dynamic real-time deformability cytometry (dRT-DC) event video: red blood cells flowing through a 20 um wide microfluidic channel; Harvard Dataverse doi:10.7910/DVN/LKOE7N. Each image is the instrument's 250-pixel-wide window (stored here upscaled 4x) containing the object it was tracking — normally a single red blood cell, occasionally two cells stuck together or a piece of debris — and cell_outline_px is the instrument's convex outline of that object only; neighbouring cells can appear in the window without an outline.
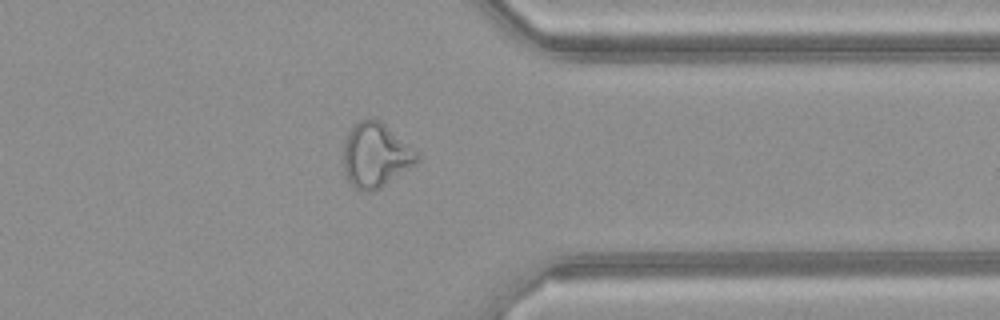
{"species": "common noctule bat (a hibernating species)", "species_latin": "Nyctalus noctula", "temperature_condition": "warm", "stored_images_in_passage": 50, "camera_frame_rate_fps": 3000, "um_per_image_px": 0.085, "animal": {"sex": "female", "body_mass_g": 21.9}, "frame": {"image": 1, "passage_image": 39, "time_ms": 12.667, "image_size_px": [1000, 320], "cell_outline_px": [[420, 160], [416, 164], [380, 188], [368, 192], [364, 192], [356, 188], [344, 176], [344, 136], [360, 120], [380, 120], [416, 152], [420, 156]], "centroid_in_image_um": [31.91, 13.22], "position_along_channel_um": 379.5, "area_um2": 27.28}}
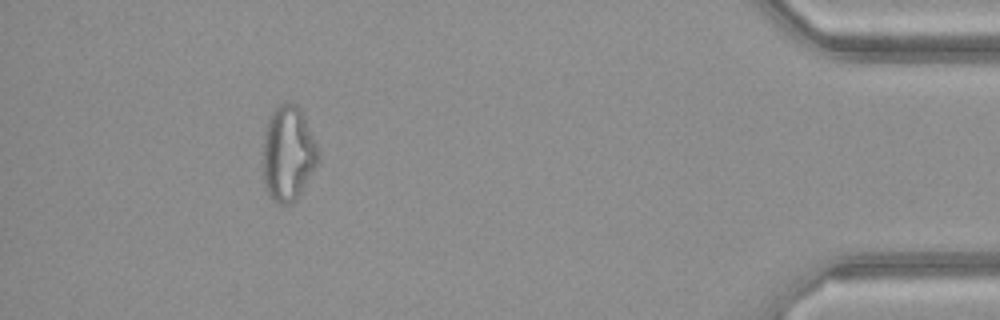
{"frame": {"image": 2, "passage_image": 45, "time_ms": 14.667, "image_size_px": [1000, 320], "cell_outline_px": [[320, 160], [316, 168], [300, 196], [292, 204], [276, 204], [272, 200], [264, 188], [264, 132], [268, 120], [272, 112], [280, 104], [292, 100], [300, 108], [304, 116], [320, 152]], "centroid_in_image_um": [24.52, 13.08], "position_along_channel_um": 410.7, "area_um2": 31.15}}